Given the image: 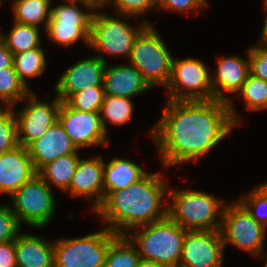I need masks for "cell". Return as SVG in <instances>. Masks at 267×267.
Listing matches in <instances>:
<instances>
[{
  "label": "cell",
  "instance_id": "18",
  "mask_svg": "<svg viewBox=\"0 0 267 267\" xmlns=\"http://www.w3.org/2000/svg\"><path fill=\"white\" fill-rule=\"evenodd\" d=\"M27 150L36 172L61 156L78 154V149L58 120L40 138L32 142Z\"/></svg>",
  "mask_w": 267,
  "mask_h": 267
},
{
  "label": "cell",
  "instance_id": "25",
  "mask_svg": "<svg viewBox=\"0 0 267 267\" xmlns=\"http://www.w3.org/2000/svg\"><path fill=\"white\" fill-rule=\"evenodd\" d=\"M0 37L13 54H19L33 48L41 47L39 27L33 25L14 22L8 36L3 35L0 31Z\"/></svg>",
  "mask_w": 267,
  "mask_h": 267
},
{
  "label": "cell",
  "instance_id": "40",
  "mask_svg": "<svg viewBox=\"0 0 267 267\" xmlns=\"http://www.w3.org/2000/svg\"><path fill=\"white\" fill-rule=\"evenodd\" d=\"M77 1L88 3L94 9L102 10V8H105V6L111 5L113 0H77Z\"/></svg>",
  "mask_w": 267,
  "mask_h": 267
},
{
  "label": "cell",
  "instance_id": "23",
  "mask_svg": "<svg viewBox=\"0 0 267 267\" xmlns=\"http://www.w3.org/2000/svg\"><path fill=\"white\" fill-rule=\"evenodd\" d=\"M80 159L79 154H69L61 156L54 161L43 166L37 174L50 186L54 184L61 191H67L71 184L77 163Z\"/></svg>",
  "mask_w": 267,
  "mask_h": 267
},
{
  "label": "cell",
  "instance_id": "13",
  "mask_svg": "<svg viewBox=\"0 0 267 267\" xmlns=\"http://www.w3.org/2000/svg\"><path fill=\"white\" fill-rule=\"evenodd\" d=\"M58 121L78 150L92 145H108L109 139L103 129L100 112L74 110L61 101Z\"/></svg>",
  "mask_w": 267,
  "mask_h": 267
},
{
  "label": "cell",
  "instance_id": "1",
  "mask_svg": "<svg viewBox=\"0 0 267 267\" xmlns=\"http://www.w3.org/2000/svg\"><path fill=\"white\" fill-rule=\"evenodd\" d=\"M163 114L149 135L164 166L197 161L236 125L229 103L221 100H167Z\"/></svg>",
  "mask_w": 267,
  "mask_h": 267
},
{
  "label": "cell",
  "instance_id": "29",
  "mask_svg": "<svg viewBox=\"0 0 267 267\" xmlns=\"http://www.w3.org/2000/svg\"><path fill=\"white\" fill-rule=\"evenodd\" d=\"M30 92V88L19 79L14 67L0 69V100L4 108L15 107Z\"/></svg>",
  "mask_w": 267,
  "mask_h": 267
},
{
  "label": "cell",
  "instance_id": "14",
  "mask_svg": "<svg viewBox=\"0 0 267 267\" xmlns=\"http://www.w3.org/2000/svg\"><path fill=\"white\" fill-rule=\"evenodd\" d=\"M225 247L220 230L187 231L179 267H222Z\"/></svg>",
  "mask_w": 267,
  "mask_h": 267
},
{
  "label": "cell",
  "instance_id": "6",
  "mask_svg": "<svg viewBox=\"0 0 267 267\" xmlns=\"http://www.w3.org/2000/svg\"><path fill=\"white\" fill-rule=\"evenodd\" d=\"M96 10L98 9H95L91 20L89 46L99 53L122 55L129 59L135 39L151 23L146 20L141 25L133 27L126 22L127 19H132V16L120 14L117 18ZM121 17L126 20H122Z\"/></svg>",
  "mask_w": 267,
  "mask_h": 267
},
{
  "label": "cell",
  "instance_id": "20",
  "mask_svg": "<svg viewBox=\"0 0 267 267\" xmlns=\"http://www.w3.org/2000/svg\"><path fill=\"white\" fill-rule=\"evenodd\" d=\"M103 87L105 95L129 99L152 89L133 65L109 66L107 63L103 73Z\"/></svg>",
  "mask_w": 267,
  "mask_h": 267
},
{
  "label": "cell",
  "instance_id": "22",
  "mask_svg": "<svg viewBox=\"0 0 267 267\" xmlns=\"http://www.w3.org/2000/svg\"><path fill=\"white\" fill-rule=\"evenodd\" d=\"M147 172L129 159L114 158L104 163L103 200L113 191L127 188Z\"/></svg>",
  "mask_w": 267,
  "mask_h": 267
},
{
  "label": "cell",
  "instance_id": "3",
  "mask_svg": "<svg viewBox=\"0 0 267 267\" xmlns=\"http://www.w3.org/2000/svg\"><path fill=\"white\" fill-rule=\"evenodd\" d=\"M131 230L134 233L126 236L136 246L141 259L154 261L166 267H179L188 230L168 216Z\"/></svg>",
  "mask_w": 267,
  "mask_h": 267
},
{
  "label": "cell",
  "instance_id": "7",
  "mask_svg": "<svg viewBox=\"0 0 267 267\" xmlns=\"http://www.w3.org/2000/svg\"><path fill=\"white\" fill-rule=\"evenodd\" d=\"M116 236L104 227L83 237L55 240L54 267H104L107 250Z\"/></svg>",
  "mask_w": 267,
  "mask_h": 267
},
{
  "label": "cell",
  "instance_id": "15",
  "mask_svg": "<svg viewBox=\"0 0 267 267\" xmlns=\"http://www.w3.org/2000/svg\"><path fill=\"white\" fill-rule=\"evenodd\" d=\"M249 58L239 56H229L218 58L217 71L211 74V86L213 89L214 99L229 103L230 115L236 126L240 125L241 118L232 104V99L228 98L227 94L238 93L243 83L249 75Z\"/></svg>",
  "mask_w": 267,
  "mask_h": 267
},
{
  "label": "cell",
  "instance_id": "12",
  "mask_svg": "<svg viewBox=\"0 0 267 267\" xmlns=\"http://www.w3.org/2000/svg\"><path fill=\"white\" fill-rule=\"evenodd\" d=\"M27 105L15 113L17 122L18 144L27 148L40 138L57 120L61 100L55 96L51 103L41 102L31 91L22 102ZM22 134V135H21Z\"/></svg>",
  "mask_w": 267,
  "mask_h": 267
},
{
  "label": "cell",
  "instance_id": "43",
  "mask_svg": "<svg viewBox=\"0 0 267 267\" xmlns=\"http://www.w3.org/2000/svg\"><path fill=\"white\" fill-rule=\"evenodd\" d=\"M12 1H14V0H12ZM2 3H3V0H0V6L2 5Z\"/></svg>",
  "mask_w": 267,
  "mask_h": 267
},
{
  "label": "cell",
  "instance_id": "42",
  "mask_svg": "<svg viewBox=\"0 0 267 267\" xmlns=\"http://www.w3.org/2000/svg\"><path fill=\"white\" fill-rule=\"evenodd\" d=\"M137 267H166V266L159 263H155L154 261L140 259Z\"/></svg>",
  "mask_w": 267,
  "mask_h": 267
},
{
  "label": "cell",
  "instance_id": "8",
  "mask_svg": "<svg viewBox=\"0 0 267 267\" xmlns=\"http://www.w3.org/2000/svg\"><path fill=\"white\" fill-rule=\"evenodd\" d=\"M53 195L52 188L36 174L10 196L11 210L20 224L45 227L55 215L56 200Z\"/></svg>",
  "mask_w": 267,
  "mask_h": 267
},
{
  "label": "cell",
  "instance_id": "30",
  "mask_svg": "<svg viewBox=\"0 0 267 267\" xmlns=\"http://www.w3.org/2000/svg\"><path fill=\"white\" fill-rule=\"evenodd\" d=\"M244 99L246 109L250 111L267 108V82L250 74L237 93Z\"/></svg>",
  "mask_w": 267,
  "mask_h": 267
},
{
  "label": "cell",
  "instance_id": "37",
  "mask_svg": "<svg viewBox=\"0 0 267 267\" xmlns=\"http://www.w3.org/2000/svg\"><path fill=\"white\" fill-rule=\"evenodd\" d=\"M207 5L203 0H159L158 11L173 10L172 12H199Z\"/></svg>",
  "mask_w": 267,
  "mask_h": 267
},
{
  "label": "cell",
  "instance_id": "2",
  "mask_svg": "<svg viewBox=\"0 0 267 267\" xmlns=\"http://www.w3.org/2000/svg\"><path fill=\"white\" fill-rule=\"evenodd\" d=\"M168 187L160 171L147 172L129 187L111 192L95 214L107 229L117 235H126L135 227L167 216V203L164 204L167 198L164 196L168 194Z\"/></svg>",
  "mask_w": 267,
  "mask_h": 267
},
{
  "label": "cell",
  "instance_id": "17",
  "mask_svg": "<svg viewBox=\"0 0 267 267\" xmlns=\"http://www.w3.org/2000/svg\"><path fill=\"white\" fill-rule=\"evenodd\" d=\"M104 161L100 156L91 159L80 157L69 189L71 196L92 200L93 212L103 202Z\"/></svg>",
  "mask_w": 267,
  "mask_h": 267
},
{
  "label": "cell",
  "instance_id": "9",
  "mask_svg": "<svg viewBox=\"0 0 267 267\" xmlns=\"http://www.w3.org/2000/svg\"><path fill=\"white\" fill-rule=\"evenodd\" d=\"M220 232L224 246L229 244L263 259L266 228L259 224L238 201L225 205Z\"/></svg>",
  "mask_w": 267,
  "mask_h": 267
},
{
  "label": "cell",
  "instance_id": "33",
  "mask_svg": "<svg viewBox=\"0 0 267 267\" xmlns=\"http://www.w3.org/2000/svg\"><path fill=\"white\" fill-rule=\"evenodd\" d=\"M14 110V108L0 107V154L19 145Z\"/></svg>",
  "mask_w": 267,
  "mask_h": 267
},
{
  "label": "cell",
  "instance_id": "24",
  "mask_svg": "<svg viewBox=\"0 0 267 267\" xmlns=\"http://www.w3.org/2000/svg\"><path fill=\"white\" fill-rule=\"evenodd\" d=\"M51 0H14L12 11L14 22L39 27L43 23L46 29L51 13Z\"/></svg>",
  "mask_w": 267,
  "mask_h": 267
},
{
  "label": "cell",
  "instance_id": "38",
  "mask_svg": "<svg viewBox=\"0 0 267 267\" xmlns=\"http://www.w3.org/2000/svg\"><path fill=\"white\" fill-rule=\"evenodd\" d=\"M0 267H17L14 240L0 243Z\"/></svg>",
  "mask_w": 267,
  "mask_h": 267
},
{
  "label": "cell",
  "instance_id": "5",
  "mask_svg": "<svg viewBox=\"0 0 267 267\" xmlns=\"http://www.w3.org/2000/svg\"><path fill=\"white\" fill-rule=\"evenodd\" d=\"M152 24H148L137 36L129 57L133 65L149 86H167L173 57Z\"/></svg>",
  "mask_w": 267,
  "mask_h": 267
},
{
  "label": "cell",
  "instance_id": "41",
  "mask_svg": "<svg viewBox=\"0 0 267 267\" xmlns=\"http://www.w3.org/2000/svg\"><path fill=\"white\" fill-rule=\"evenodd\" d=\"M264 6H265L264 9H266V11H267V4H264ZM258 43L259 44L256 43V45L267 49V13H266L264 25L262 28L261 38H260V41Z\"/></svg>",
  "mask_w": 267,
  "mask_h": 267
},
{
  "label": "cell",
  "instance_id": "27",
  "mask_svg": "<svg viewBox=\"0 0 267 267\" xmlns=\"http://www.w3.org/2000/svg\"><path fill=\"white\" fill-rule=\"evenodd\" d=\"M43 48H33L19 54H13V67L19 79L29 88L27 78H34L44 73L46 57Z\"/></svg>",
  "mask_w": 267,
  "mask_h": 267
},
{
  "label": "cell",
  "instance_id": "26",
  "mask_svg": "<svg viewBox=\"0 0 267 267\" xmlns=\"http://www.w3.org/2000/svg\"><path fill=\"white\" fill-rule=\"evenodd\" d=\"M140 259L130 239L126 235H117L109 245L104 267H137Z\"/></svg>",
  "mask_w": 267,
  "mask_h": 267
},
{
  "label": "cell",
  "instance_id": "21",
  "mask_svg": "<svg viewBox=\"0 0 267 267\" xmlns=\"http://www.w3.org/2000/svg\"><path fill=\"white\" fill-rule=\"evenodd\" d=\"M17 267H54L53 242L21 233L14 239Z\"/></svg>",
  "mask_w": 267,
  "mask_h": 267
},
{
  "label": "cell",
  "instance_id": "19",
  "mask_svg": "<svg viewBox=\"0 0 267 267\" xmlns=\"http://www.w3.org/2000/svg\"><path fill=\"white\" fill-rule=\"evenodd\" d=\"M36 174L29 152L23 145L0 154V193L11 196Z\"/></svg>",
  "mask_w": 267,
  "mask_h": 267
},
{
  "label": "cell",
  "instance_id": "16",
  "mask_svg": "<svg viewBox=\"0 0 267 267\" xmlns=\"http://www.w3.org/2000/svg\"><path fill=\"white\" fill-rule=\"evenodd\" d=\"M106 60L102 55H93L69 67L55 84V95L67 101L73 94L93 86H103Z\"/></svg>",
  "mask_w": 267,
  "mask_h": 267
},
{
  "label": "cell",
  "instance_id": "31",
  "mask_svg": "<svg viewBox=\"0 0 267 267\" xmlns=\"http://www.w3.org/2000/svg\"><path fill=\"white\" fill-rule=\"evenodd\" d=\"M245 210L261 225L267 228V184L263 183L246 196L237 200ZM263 210V211H262Z\"/></svg>",
  "mask_w": 267,
  "mask_h": 267
},
{
  "label": "cell",
  "instance_id": "35",
  "mask_svg": "<svg viewBox=\"0 0 267 267\" xmlns=\"http://www.w3.org/2000/svg\"><path fill=\"white\" fill-rule=\"evenodd\" d=\"M21 224L8 205H0V243L14 240L20 234Z\"/></svg>",
  "mask_w": 267,
  "mask_h": 267
},
{
  "label": "cell",
  "instance_id": "28",
  "mask_svg": "<svg viewBox=\"0 0 267 267\" xmlns=\"http://www.w3.org/2000/svg\"><path fill=\"white\" fill-rule=\"evenodd\" d=\"M125 97L105 95L100 110V118L103 129L107 134L106 124L124 125L132 118L133 103Z\"/></svg>",
  "mask_w": 267,
  "mask_h": 267
},
{
  "label": "cell",
  "instance_id": "32",
  "mask_svg": "<svg viewBox=\"0 0 267 267\" xmlns=\"http://www.w3.org/2000/svg\"><path fill=\"white\" fill-rule=\"evenodd\" d=\"M104 96L103 86H93L73 94L66 103L74 110L100 112Z\"/></svg>",
  "mask_w": 267,
  "mask_h": 267
},
{
  "label": "cell",
  "instance_id": "10",
  "mask_svg": "<svg viewBox=\"0 0 267 267\" xmlns=\"http://www.w3.org/2000/svg\"><path fill=\"white\" fill-rule=\"evenodd\" d=\"M166 88L169 91L168 100H214L211 73L199 59L173 57L171 76Z\"/></svg>",
  "mask_w": 267,
  "mask_h": 267
},
{
  "label": "cell",
  "instance_id": "34",
  "mask_svg": "<svg viewBox=\"0 0 267 267\" xmlns=\"http://www.w3.org/2000/svg\"><path fill=\"white\" fill-rule=\"evenodd\" d=\"M112 5L117 15L139 17L151 10H158L159 0H113Z\"/></svg>",
  "mask_w": 267,
  "mask_h": 267
},
{
  "label": "cell",
  "instance_id": "39",
  "mask_svg": "<svg viewBox=\"0 0 267 267\" xmlns=\"http://www.w3.org/2000/svg\"><path fill=\"white\" fill-rule=\"evenodd\" d=\"M13 67V53L7 48L6 43L0 37V69Z\"/></svg>",
  "mask_w": 267,
  "mask_h": 267
},
{
  "label": "cell",
  "instance_id": "36",
  "mask_svg": "<svg viewBox=\"0 0 267 267\" xmlns=\"http://www.w3.org/2000/svg\"><path fill=\"white\" fill-rule=\"evenodd\" d=\"M250 74L267 82V49L258 45L247 51Z\"/></svg>",
  "mask_w": 267,
  "mask_h": 267
},
{
  "label": "cell",
  "instance_id": "11",
  "mask_svg": "<svg viewBox=\"0 0 267 267\" xmlns=\"http://www.w3.org/2000/svg\"><path fill=\"white\" fill-rule=\"evenodd\" d=\"M51 8L50 19L46 29L48 37L64 47L76 44L79 39L89 47L91 20L95 9L88 3L77 0H65ZM77 3L82 4L87 12Z\"/></svg>",
  "mask_w": 267,
  "mask_h": 267
},
{
  "label": "cell",
  "instance_id": "4",
  "mask_svg": "<svg viewBox=\"0 0 267 267\" xmlns=\"http://www.w3.org/2000/svg\"><path fill=\"white\" fill-rule=\"evenodd\" d=\"M167 198V216L182 228L188 231L220 230L226 202L187 189H168Z\"/></svg>",
  "mask_w": 267,
  "mask_h": 267
}]
</instances>
